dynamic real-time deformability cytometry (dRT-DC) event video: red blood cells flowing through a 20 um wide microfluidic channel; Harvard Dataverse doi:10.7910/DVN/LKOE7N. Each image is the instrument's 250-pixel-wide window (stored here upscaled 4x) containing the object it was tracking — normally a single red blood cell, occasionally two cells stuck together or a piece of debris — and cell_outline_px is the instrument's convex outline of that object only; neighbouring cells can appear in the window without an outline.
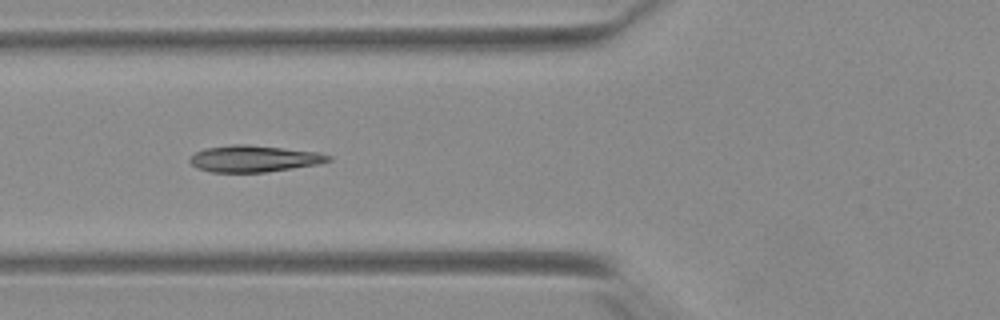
{"species": "Egyptian fruit bat (a non-hibernating species)", "species_latin": "Rousettus aegyptiacus", "temperature_condition": "warm", "stored_images_in_passage": 24, "camera_frame_rate_fps": 3000, "um_per_image_px": 0.085, "animal": {"sex": "female"}, "frame": {"image": 1, "passage_image": 20, "time_ms": 6.333, "image_size_px": [1000, 320], "cell_outline_px": [[332, 160], [320, 164], [264, 172], [212, 172], [196, 168], [188, 160], [196, 152], [204, 148], [232, 144], [248, 144], [320, 152], [332, 156]], "centroid_in_image_um": [21.61, 13.48], "position_along_channel_um": 104.2, "area_um2": 21.56}}
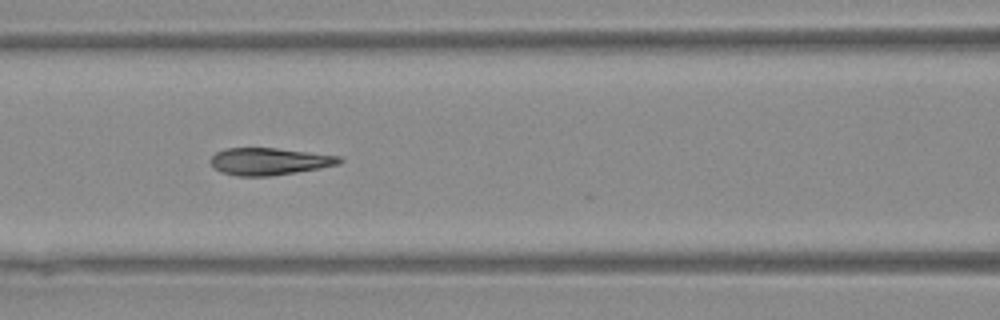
{"frame": {"image": 2, "passage_image": 23, "time_ms": 7.333, "image_size_px": [1000, 320], "cell_outline_px": [[344, 160], [340, 164], [320, 168], [272, 176], [236, 176], [220, 172], [208, 160], [216, 152], [228, 148], [276, 148], [340, 156]], "centroid_in_image_um": [22.89, 13.72], "position_along_channel_um": 143.7, "area_um2": 20.4}}